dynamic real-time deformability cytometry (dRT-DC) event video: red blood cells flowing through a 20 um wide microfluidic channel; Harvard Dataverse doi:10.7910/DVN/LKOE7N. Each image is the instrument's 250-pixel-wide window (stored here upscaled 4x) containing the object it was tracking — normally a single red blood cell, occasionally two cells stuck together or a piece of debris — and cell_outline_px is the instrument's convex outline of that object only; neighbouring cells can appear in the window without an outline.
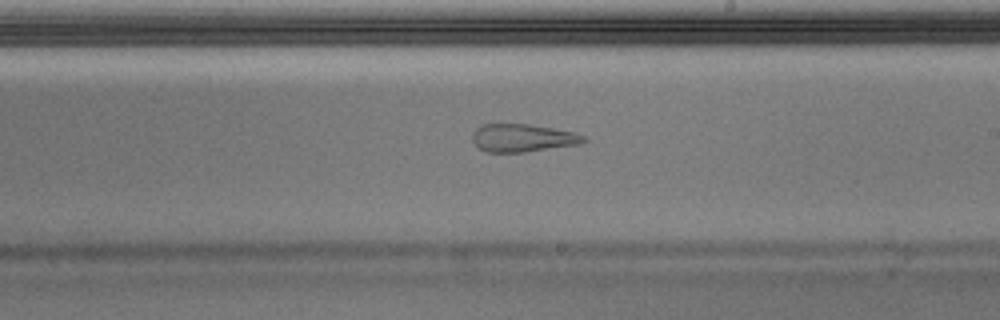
{"species": "Egyptian fruit bat (a non-hibernating species)", "species_latin": "Rousettus aegyptiacus", "temperature_condition": "warm", "stored_images_in_passage": 38, "camera_frame_rate_fps": 3000, "um_per_image_px": 0.085, "animal": {"sex": "male"}, "frame": {"image": 1, "passage_image": 17, "time_ms": 5.333, "image_size_px": [1000, 320], "cell_outline_px": [[588, 140], [580, 144], [524, 152], [484, 152], [472, 140], [472, 132], [480, 124], [528, 124], [552, 128], [572, 132], [584, 136]], "centroid_in_image_um": [44.39, 11.72], "position_along_channel_um": 244.6, "area_um2": 18.03}}
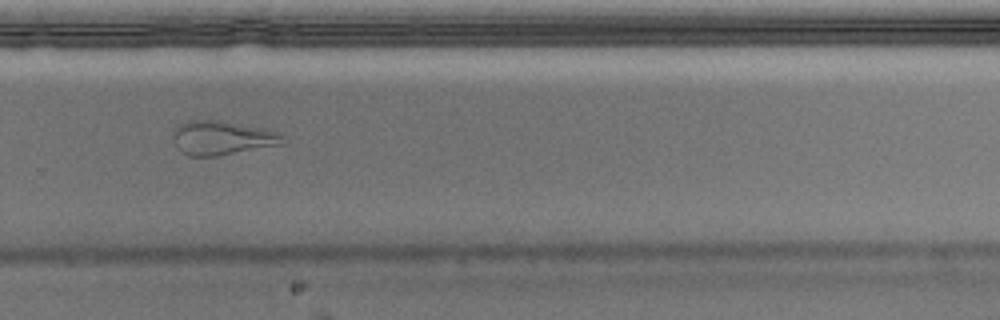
{"frame": {"image": 2, "passage_image": 22, "time_ms": 7.0, "image_size_px": [1000, 320], "cell_outline_px": [[284, 144], [216, 156], [188, 156], [180, 152], [176, 148], [172, 136], [176, 128], [180, 124], [188, 120], [216, 120], [264, 128], [280, 132]], "centroid_in_image_um": [18.85, 11.73], "position_along_channel_um": 311.0, "area_um2": 21.79}}
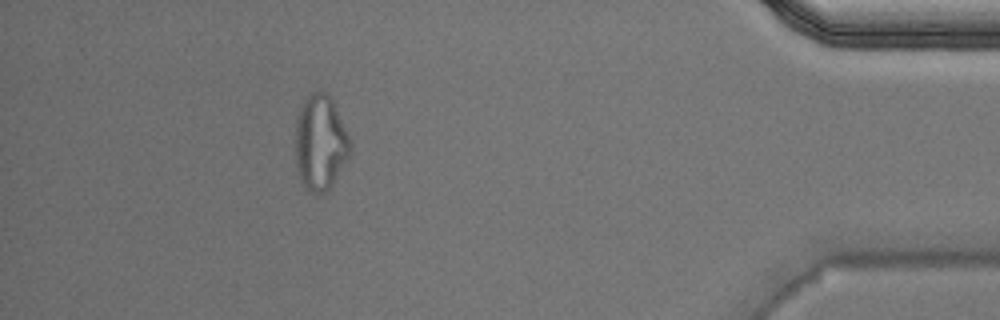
{"frame": {"image": 3, "passage_image": 33, "time_ms": 10.667, "image_size_px": [1000, 320], "cell_outline_px": [[352, 148], [348, 156], [332, 184], [320, 196], [316, 196], [304, 184], [296, 168], [296, 120], [300, 108], [308, 96], [316, 88], [324, 92], [332, 100], [352, 144]], "centroid_in_image_um": [27.22, 12.12], "position_along_channel_um": 408.0, "area_um2": 29.94}, "authors_computed_cell_mechanics": {"area_um2": 21.8484, "velocity_mm_per_s": 4.0042, "shape_relaxation_time_tau1_ms": null, "shape_relaxation_time_tau2_ms": 1.9926, "deformation_change_tau1": null, "deformation_change_tau2": 0.1132}}